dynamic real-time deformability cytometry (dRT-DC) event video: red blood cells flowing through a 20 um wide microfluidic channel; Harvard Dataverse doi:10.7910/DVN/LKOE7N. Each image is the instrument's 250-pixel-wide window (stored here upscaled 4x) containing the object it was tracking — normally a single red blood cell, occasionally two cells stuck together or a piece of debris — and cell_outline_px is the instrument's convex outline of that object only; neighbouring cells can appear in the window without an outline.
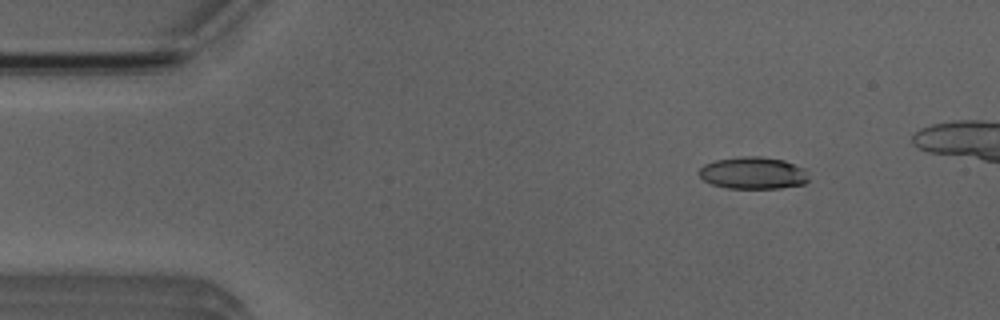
{"species": "Egyptian fruit bat (a non-hibernating species)", "species_latin": "Rousettus aegyptiacus", "temperature_condition": "room temperature", "stored_images_in_passage": 5, "camera_frame_rate_fps": 3000, "um_per_image_px": 0.085, "animal": {"sex": "male"}, "frame": {"image": 1, "passage_image": 1, "time_ms": 0.0, "image_size_px": [1000, 320], "cell_outline_px": [[808, 180], [804, 184], [780, 188], [728, 188], [712, 184], [704, 180], [700, 176], [700, 168], [704, 164], [716, 160], [744, 156], [760, 156], [784, 160], [804, 168]], "centroid_in_image_um": [64.02, 14.7], "position_along_channel_um": 21.0, "area_um2": 20.35}}